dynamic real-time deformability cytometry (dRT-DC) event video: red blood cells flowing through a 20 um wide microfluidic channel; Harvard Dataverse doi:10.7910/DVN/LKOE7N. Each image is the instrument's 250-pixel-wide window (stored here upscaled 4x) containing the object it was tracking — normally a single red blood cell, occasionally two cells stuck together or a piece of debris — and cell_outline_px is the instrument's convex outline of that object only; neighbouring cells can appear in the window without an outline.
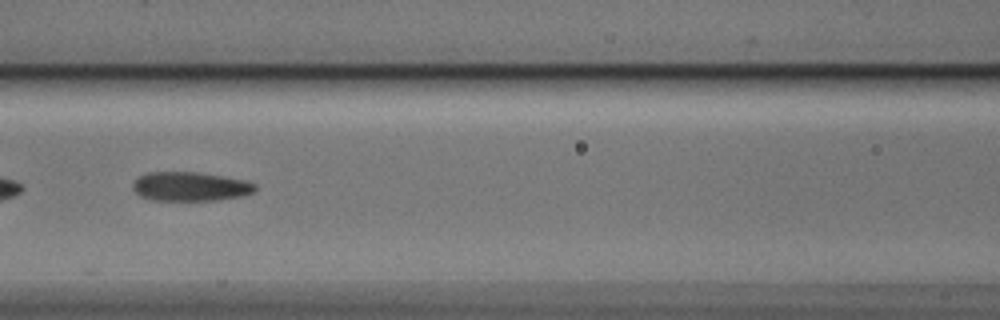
{"species": "Egyptian fruit bat (a non-hibernating species)", "species_latin": "Rousettus aegyptiacus", "temperature_condition": "cold", "stored_images_in_passage": 11, "camera_frame_rate_fps": 3000, "um_per_image_px": 0.085, "animal": {"sex": "male"}, "frame": {"image": 1, "passage_image": 8, "time_ms": 2.333, "image_size_px": [1000, 320], "cell_outline_px": [[256, 192], [240, 196], [216, 200], [152, 200], [140, 196], [132, 188], [132, 184], [140, 176], [148, 172], [196, 172], [224, 176], [244, 180], [256, 184]], "centroid_in_image_um": [16.18, 15.85], "position_along_channel_um": 150.4, "area_um2": 20.69}}